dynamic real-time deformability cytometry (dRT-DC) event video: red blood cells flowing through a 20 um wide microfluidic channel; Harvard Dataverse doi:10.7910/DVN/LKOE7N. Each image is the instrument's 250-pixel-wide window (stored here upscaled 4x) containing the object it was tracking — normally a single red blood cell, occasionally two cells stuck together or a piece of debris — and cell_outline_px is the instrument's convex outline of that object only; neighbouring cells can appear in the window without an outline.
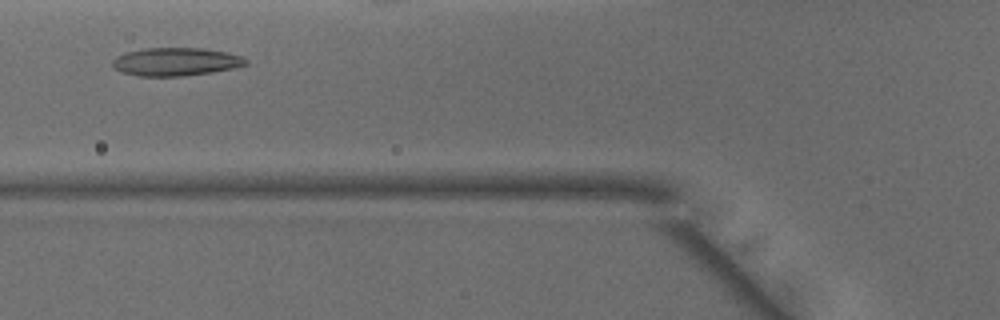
{"species": "common noctule bat (a hibernating species)", "species_latin": "Nyctalus noctula", "temperature_condition": "warm", "stored_images_in_passage": 28, "camera_frame_rate_fps": 3000, "um_per_image_px": 0.085, "animal": {"sex": "male", "body_mass_g": 15.6}, "frame": {"image": 1, "passage_image": 7, "time_ms": 2.0, "image_size_px": [1000, 320], "cell_outline_px": [[248, 64], [232, 68], [212, 72], [184, 76], [140, 76], [120, 72], [112, 64], [112, 60], [116, 56], [128, 52], [144, 48], [200, 48], [228, 52], [240, 56], [248, 60]], "centroid_in_image_um": [14.94, 5.25], "position_along_channel_um": 110.9, "area_um2": 21.79}}
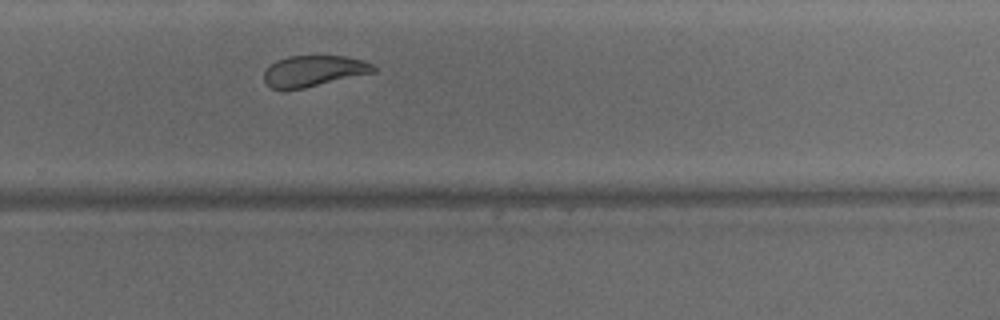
{"frame": {"image": 2, "passage_image": 21, "time_ms": 6.667, "image_size_px": [1000, 320], "cell_outline_px": [[376, 72], [304, 88], [272, 88], [264, 80], [264, 72], [276, 60], [288, 56], [344, 56], [364, 60], [372, 64], [376, 68]], "centroid_in_image_um": [26.71, 6.02], "position_along_channel_um": 303.1, "area_um2": 19.54}}
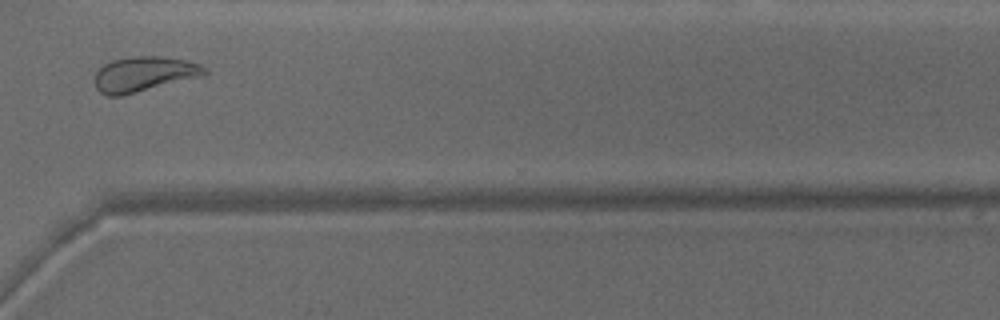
{"frame": {"image": 3, "passage_image": 25, "time_ms": 8.0, "image_size_px": [1000, 320], "cell_outline_px": [[208, 72], [200, 76], [120, 96], [108, 96], [100, 92], [96, 88], [92, 80], [96, 72], [104, 64], [112, 60], [132, 56], [160, 56], [184, 60], [200, 64]], "centroid_in_image_um": [12.16, 6.29], "position_along_channel_um": 358.4, "area_um2": 22.2}, "authors_computed_cell_mechanics": {"area_um2": 21.0681, "velocity_mm_per_s": 4.1321, "shape_relaxation_time_tau1_ms": 7.1795, "shape_relaxation_time_tau2_ms": 1.6031, "deformation_change_tau1": 0.2121, "deformation_change_tau2": 0.0863}}